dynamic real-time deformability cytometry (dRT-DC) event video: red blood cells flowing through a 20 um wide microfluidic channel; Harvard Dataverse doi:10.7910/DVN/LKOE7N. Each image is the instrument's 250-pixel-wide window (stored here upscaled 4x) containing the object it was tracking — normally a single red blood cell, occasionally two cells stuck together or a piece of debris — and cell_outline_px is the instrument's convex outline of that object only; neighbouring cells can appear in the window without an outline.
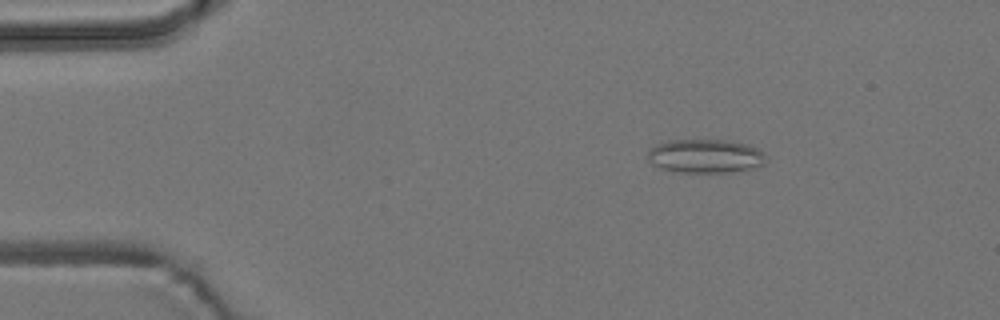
{"species": "common noctule bat (a hibernating species)", "species_latin": "Nyctalus noctula", "temperature_condition": "room temperature", "stored_images_in_passage": 3, "camera_frame_rate_fps": 3000, "um_per_image_px": 0.085, "animal": {"sex": "male", "body_mass_g": 19.2, "forearm_length_mm": 51.8}, "frame": {"image": 1, "passage_image": 1, "time_ms": 0.0, "image_size_px": [1000, 320], "cell_outline_px": [[768, 160], [764, 164], [732, 172], [676, 172], [660, 168], [652, 164], [648, 160], [648, 152], [656, 144], [668, 140], [728, 140], [748, 144], [756, 148], [768, 156]], "centroid_in_image_um": [59.96, 13.26], "position_along_channel_um": 25.0, "area_um2": 23.35}}